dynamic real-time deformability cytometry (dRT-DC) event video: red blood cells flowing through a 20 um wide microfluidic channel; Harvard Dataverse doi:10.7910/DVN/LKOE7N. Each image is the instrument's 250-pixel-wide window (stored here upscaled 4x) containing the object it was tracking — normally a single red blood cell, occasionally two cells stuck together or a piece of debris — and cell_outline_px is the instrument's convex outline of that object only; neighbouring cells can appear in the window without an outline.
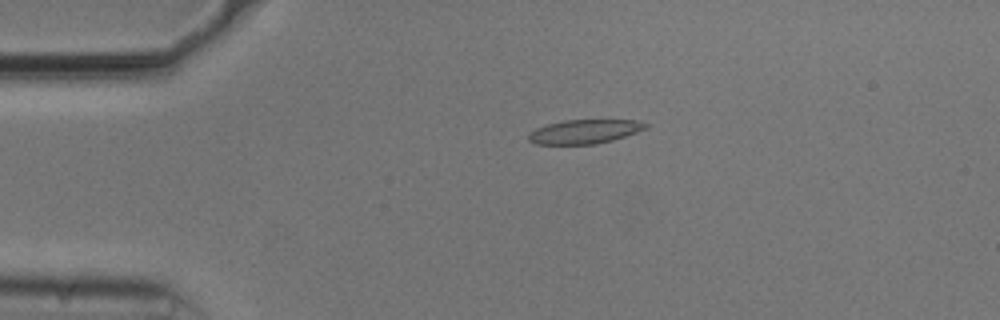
{"species": "common noctule bat (a hibernating species)", "species_latin": "Nyctalus noctula", "temperature_condition": "cold", "stored_images_in_passage": 51, "camera_frame_rate_fps": 3000, "um_per_image_px": 0.085, "animal": {"sex": "male", "body_mass_g": 20.5, "forearm_length_mm": 52.5}, "frame": {"image": 1, "passage_image": 9, "time_ms": 2.667, "image_size_px": [1000, 320], "cell_outline_px": [[648, 128], [612, 140], [596, 144], [536, 144], [528, 140], [528, 136], [536, 128], [548, 124], [564, 120], [636, 120], [648, 124]], "centroid_in_image_um": [49.69, 11.18], "position_along_channel_um": 35.3, "area_um2": 16.24}}
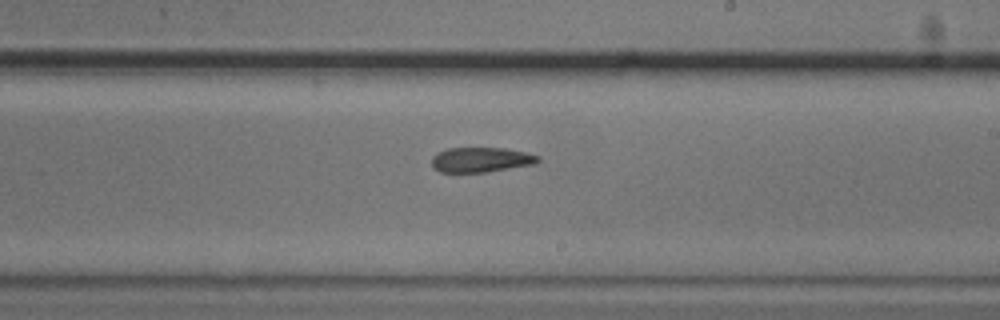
{"frame": {"image": 2, "passage_image": 29, "time_ms": 9.333, "image_size_px": [1000, 320], "cell_outline_px": [[540, 160], [536, 164], [484, 172], [440, 172], [432, 168], [432, 156], [436, 152], [448, 148], [504, 148], [528, 152], [540, 156]], "centroid_in_image_um": [40.88, 13.57], "position_along_channel_um": 248.1, "area_um2": 15.61}}
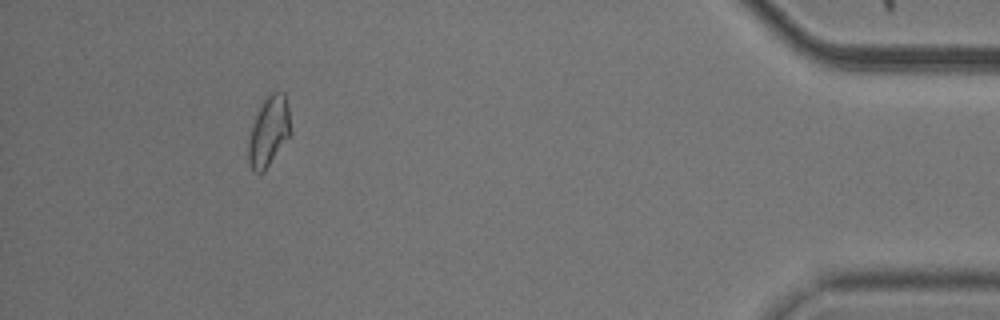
{"frame": {"image": 3, "passage_image": 47, "time_ms": 15.333, "image_size_px": [1000, 320], "cell_outline_px": [[292, 132], [264, 172], [252, 172], [248, 164], [248, 144], [252, 124], [264, 100], [272, 92], [284, 92], [288, 108]], "centroid_in_image_um": [22.85, 11.21], "position_along_channel_um": 412.4, "area_um2": 17.05}, "authors_computed_cell_mechanics": {"area_um2": 16.762, "velocity_mm_per_s": 3.7443, "shape_relaxation_time_tau1_ms": null, "shape_relaxation_time_tau2_ms": 3.6811, "deformation_change_tau1": null, "deformation_change_tau2": 0.0825}}